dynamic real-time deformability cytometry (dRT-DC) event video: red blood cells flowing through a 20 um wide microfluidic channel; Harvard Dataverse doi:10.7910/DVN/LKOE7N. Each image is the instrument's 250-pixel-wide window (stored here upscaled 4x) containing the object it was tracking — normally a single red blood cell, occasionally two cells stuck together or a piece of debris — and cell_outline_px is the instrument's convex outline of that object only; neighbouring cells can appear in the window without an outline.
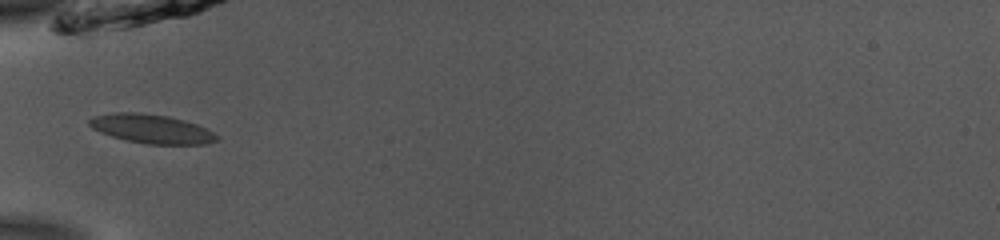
{"species": "common noctule bat (a hibernating species)", "species_latin": "Nyctalus noctula", "temperature_condition": "room temperature", "stored_images_in_passage": 35, "camera_frame_rate_fps": 3000, "um_per_image_px": 0.085, "animal": {"sex": "male", "body_mass_g": 13.0, "forearm_length_mm": 53.1}, "frame": {"image": 1, "passage_image": 1, "time_ms": 0.0, "image_size_px": [1000, 240], "cell_outline_px": [[220, 140], [208, 144], [148, 144], [128, 140], [112, 136], [100, 132], [92, 128], [88, 124], [88, 120], [92, 116], [116, 112], [136, 112], [168, 116], [184, 120], [208, 128], [220, 136]], "centroid_in_image_um": [12.93, 10.95], "position_along_channel_um": 72.1, "area_um2": 21.68}}
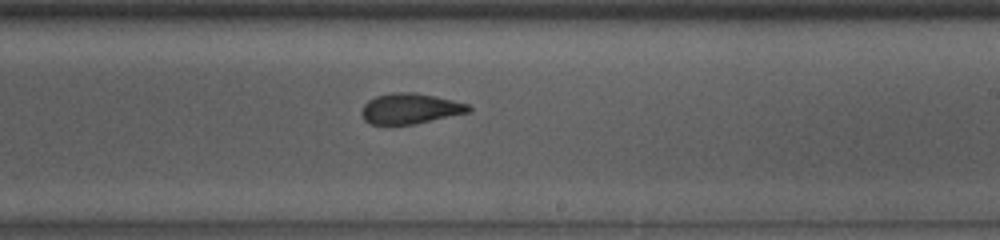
{"frame": {"image": 2, "passage_image": 15, "time_ms": 4.667, "image_size_px": [1000, 240], "cell_outline_px": [[472, 112], [412, 124], [372, 124], [364, 120], [360, 112], [364, 104], [368, 100], [376, 96], [396, 92], [416, 92], [452, 100], [468, 104], [472, 108]], "centroid_in_image_um": [34.87, 9.22], "position_along_channel_um": 254.1, "area_um2": 18.96}}
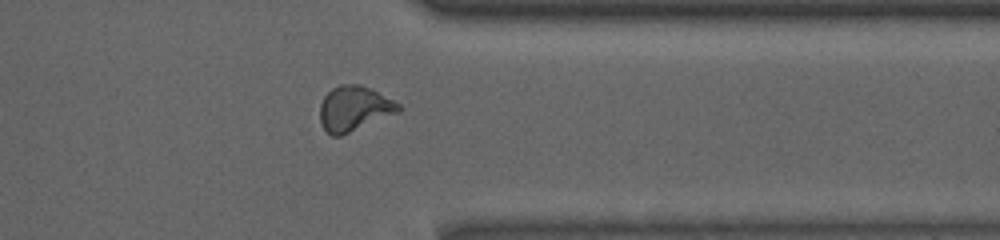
{"frame": {"image": 3, "passage_image": 25, "time_ms": 8.0, "image_size_px": [1000, 240], "cell_outline_px": [[400, 112], [340, 136], [332, 136], [320, 124], [320, 104], [324, 96], [332, 88], [340, 84], [360, 84], [372, 88], [400, 104]], "centroid_in_image_um": [30.1, 9.21], "position_along_channel_um": 381.3, "area_um2": 20.69}, "authors_computed_cell_mechanics": {"area_um2": 19.5942, "velocity_mm_per_s": 3.8791, "shape_relaxation_time_tau1_ms": null, "shape_relaxation_time_tau2_ms": 1.524, "deformation_change_tau1": null, "deformation_change_tau2": 0.084}}